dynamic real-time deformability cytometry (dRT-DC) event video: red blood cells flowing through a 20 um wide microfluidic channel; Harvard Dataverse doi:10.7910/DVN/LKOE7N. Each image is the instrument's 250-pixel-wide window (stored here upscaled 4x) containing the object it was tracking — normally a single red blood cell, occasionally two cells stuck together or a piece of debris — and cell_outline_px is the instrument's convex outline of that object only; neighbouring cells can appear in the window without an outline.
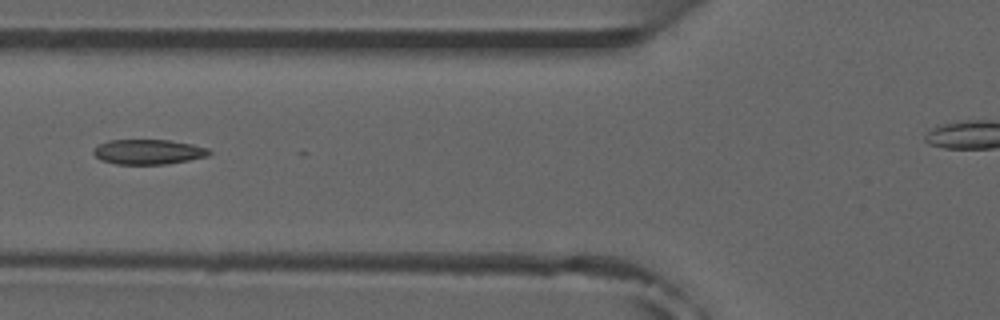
{"species": "common noctule bat (a hibernating species)", "species_latin": "Nyctalus noctula", "temperature_condition": "room temperature", "stored_images_in_passage": 7, "camera_frame_rate_fps": 3000, "um_per_image_px": 0.085, "animal": {"sex": "male", "forearm_length_mm": 52.5}, "frame": {"image": 1, "passage_image": 6, "time_ms": 5.667, "image_size_px": [1000, 320], "cell_outline_px": [[212, 152], [208, 156], [168, 164], [116, 164], [100, 160], [92, 152], [92, 148], [108, 140], [168, 140], [192, 144], [208, 148]], "centroid_in_image_um": [12.59, 12.91], "position_along_channel_um": 113.2, "area_um2": 16.88}}